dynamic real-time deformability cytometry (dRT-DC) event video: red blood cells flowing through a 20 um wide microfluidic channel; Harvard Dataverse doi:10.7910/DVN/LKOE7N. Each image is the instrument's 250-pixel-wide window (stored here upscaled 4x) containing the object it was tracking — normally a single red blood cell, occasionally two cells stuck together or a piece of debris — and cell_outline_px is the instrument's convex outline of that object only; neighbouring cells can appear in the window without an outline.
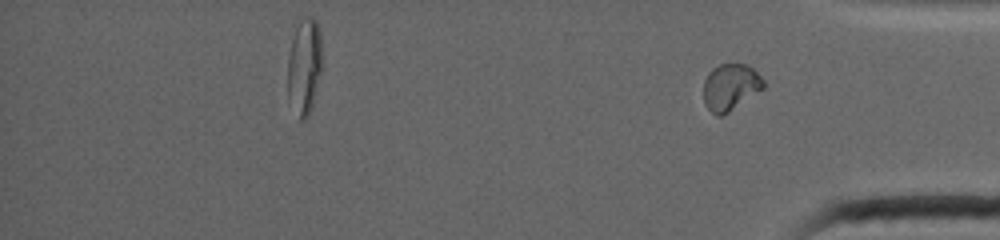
{"species": "common noctule bat (a hibernating species)", "species_latin": "Nyctalus noctula", "temperature_condition": "warm", "stored_images_in_passage": 34, "segment_of_instrument_passage": [2, 2], "camera_frame_rate_fps": 4500, "um_per_image_px": 0.085, "animal": {"sex": "female", "body_mass_g": 19.0, "forearm_length_mm": 53.3}, "frame": {"image": 1, "passage_image": 34, "time_ms": 12.889, "image_size_px": [1000, 240], "cell_outline_px": [[764, 88], [728, 112], [720, 116], [716, 116], [704, 104], [704, 80], [708, 72], [712, 68], [720, 64], [748, 64], [764, 80]], "centroid_in_image_um": [62.07, 7.39], "position_along_channel_um": 373.1, "area_um2": 16.18}}